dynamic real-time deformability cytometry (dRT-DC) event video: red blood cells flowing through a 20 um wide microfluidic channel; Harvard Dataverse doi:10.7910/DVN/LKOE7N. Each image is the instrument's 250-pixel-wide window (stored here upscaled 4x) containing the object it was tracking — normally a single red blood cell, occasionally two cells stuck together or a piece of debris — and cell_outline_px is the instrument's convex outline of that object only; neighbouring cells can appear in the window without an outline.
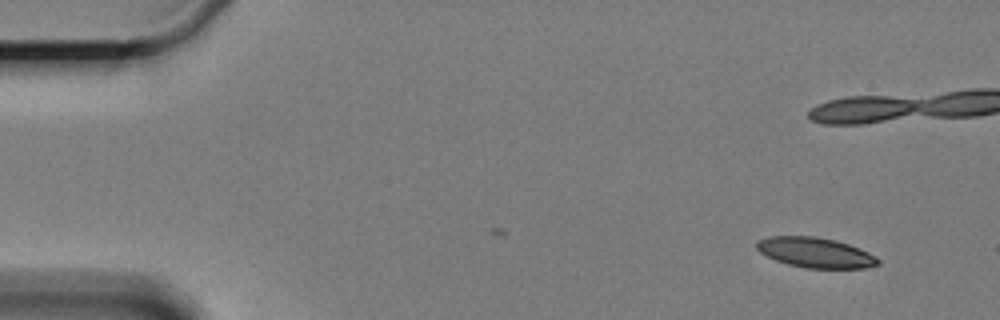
{"species": "Egyptian fruit bat (a non-hibernating species)", "species_latin": "Rousettus aegyptiacus", "temperature_condition": "cold", "stored_images_in_passage": 3, "camera_frame_rate_fps": 3000, "um_per_image_px": 0.085, "animal": {"sex": "female"}, "frame": {"image": 1, "passage_image": 3, "time_ms": 2.333, "image_size_px": [1000, 320], "cell_outline_px": [[880, 264], [864, 268], [804, 268], [788, 264], [776, 260], [760, 252], [756, 248], [756, 240], [768, 236], [816, 236], [836, 240], [860, 248], [876, 256], [880, 260]], "centroid_in_image_um": [69.31, 21.46], "position_along_channel_um": 15.7, "area_um2": 21.44}}